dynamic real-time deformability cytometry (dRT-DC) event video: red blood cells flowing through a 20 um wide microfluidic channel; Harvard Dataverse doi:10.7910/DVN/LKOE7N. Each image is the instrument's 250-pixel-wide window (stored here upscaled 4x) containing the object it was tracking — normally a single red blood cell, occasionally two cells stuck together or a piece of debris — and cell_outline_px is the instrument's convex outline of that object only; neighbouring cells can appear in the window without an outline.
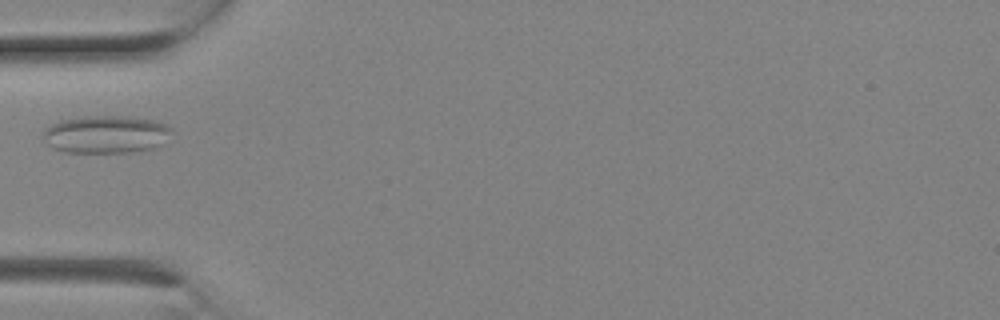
{"species": "Egyptian fruit bat (a non-hibernating species)", "species_latin": "Rousettus aegyptiacus", "temperature_condition": "room temperature", "stored_images_in_passage": 1, "camera_frame_rate_fps": 3000, "um_per_image_px": 0.085, "animal": {"sex": "female"}, "frame": {"image": 1, "passage_image": 1, "time_ms": 0.0, "image_size_px": [1000, 320], "cell_outline_px": [[172, 128], [160, 144], [152, 148], [132, 152], [64, 152], [52, 148], [48, 144], [44, 136], [44, 132], [52, 124], [60, 120], [88, 116], [120, 116], [152, 120], [164, 124]], "centroid_in_image_um": [8.97, 11.42], "position_along_channel_um": 76.0, "area_um2": 27.57}}